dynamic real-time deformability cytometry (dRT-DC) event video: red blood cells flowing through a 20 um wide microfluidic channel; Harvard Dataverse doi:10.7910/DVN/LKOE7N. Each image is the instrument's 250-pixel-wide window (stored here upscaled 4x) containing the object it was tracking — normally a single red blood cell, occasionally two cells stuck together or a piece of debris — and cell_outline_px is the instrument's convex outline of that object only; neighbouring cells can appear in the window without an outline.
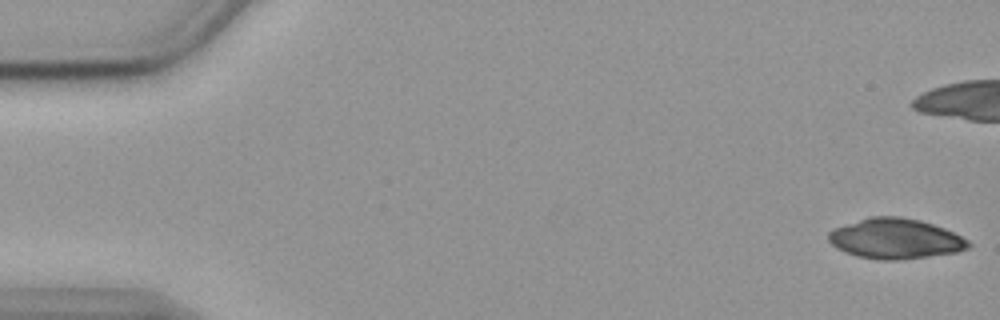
{"species": "common noctule bat (a hibernating species)", "species_latin": "Nyctalus noctula", "temperature_condition": "cold", "stored_images_in_passage": 41, "camera_frame_rate_fps": 3000, "um_per_image_px": 0.085, "animal": {"sex": "female", "body_mass_g": 19.9}, "frame": {"image": 1, "passage_image": 1, "time_ms": 0.0, "image_size_px": [1000, 320], "cell_outline_px": [[972, 244], [968, 248], [956, 252], [928, 256], [896, 260], [880, 260], [856, 256], [844, 252], [836, 248], [828, 240], [828, 232], [832, 228], [868, 216], [900, 216], [920, 220], [944, 228], [968, 240]], "centroid_in_image_um": [76.05, 20.28], "position_along_channel_um": 8.9, "area_um2": 32.95}}